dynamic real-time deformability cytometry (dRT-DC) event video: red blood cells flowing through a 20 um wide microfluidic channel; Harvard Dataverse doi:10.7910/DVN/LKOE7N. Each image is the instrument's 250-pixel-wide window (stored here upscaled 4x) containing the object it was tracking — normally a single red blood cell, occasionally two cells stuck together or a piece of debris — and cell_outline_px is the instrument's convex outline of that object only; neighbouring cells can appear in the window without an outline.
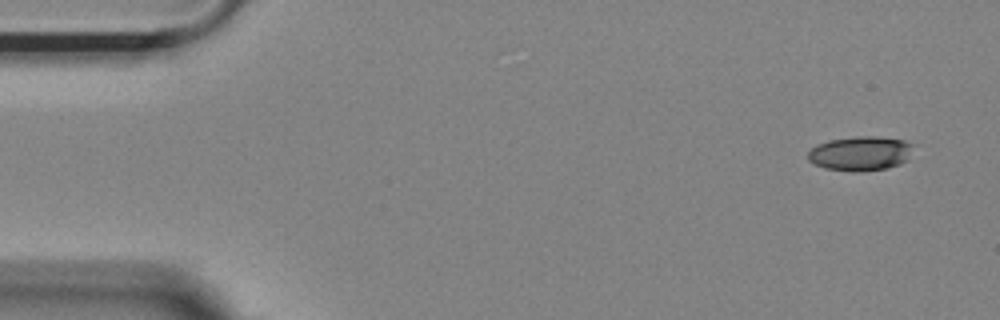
{"species": "Egyptian fruit bat (a non-hibernating species)", "species_latin": "Rousettus aegyptiacus", "temperature_condition": "room temperature", "stored_images_in_passage": 52, "camera_frame_rate_fps": 3000, "um_per_image_px": 0.085, "animal": {"sex": "female"}, "frame": {"image": 1, "passage_image": 1, "time_ms": 0.0, "image_size_px": [1000, 320], "cell_outline_px": [[920, 144], [908, 160], [900, 164], [888, 168], [860, 172], [852, 172], [824, 168], [808, 160], [808, 152], [816, 144], [828, 140], [856, 136], [876, 136], [904, 140]], "centroid_in_image_um": [73.24, 13.03], "position_along_channel_um": 11.8, "area_um2": 21.85}}
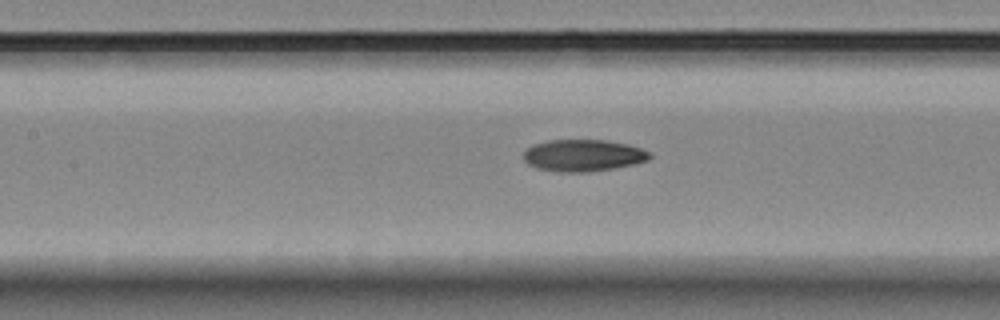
{"frame": {"image": 2, "passage_image": 22, "time_ms": 7.0, "image_size_px": [1000, 320], "cell_outline_px": [[652, 156], [648, 160], [636, 164], [616, 168], [588, 172], [560, 172], [536, 168], [528, 164], [524, 160], [524, 152], [532, 144], [548, 140], [604, 140], [628, 144], [640, 148], [648, 152]], "centroid_in_image_um": [49.57, 13.22], "position_along_channel_um": 157.8, "area_um2": 23.52}}
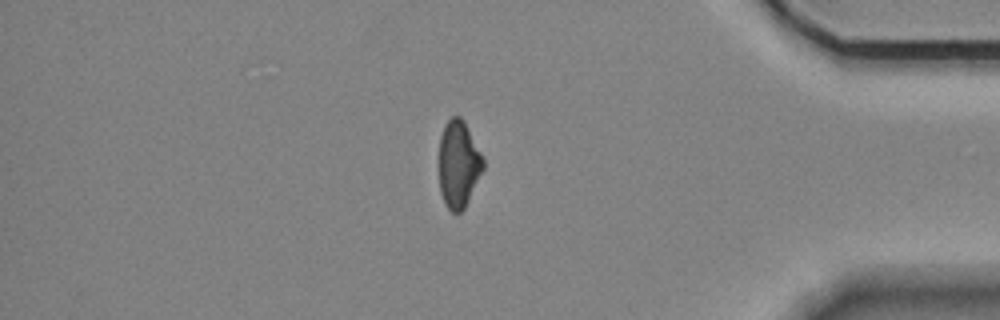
{"frame": {"image": 3, "passage_image": 44, "time_ms": 14.333, "image_size_px": [1000, 320], "cell_outline_px": [[484, 168], [464, 208], [460, 212], [452, 212], [444, 204], [440, 192], [440, 136], [444, 124], [452, 116], [460, 116], [464, 120], [484, 160]], "centroid_in_image_um": [38.97, 13.94], "position_along_channel_um": 396.2, "area_um2": 22.2}, "authors_computed_cell_mechanics": {"area_um2": 23.2356, "velocity_mm_per_s": 3.6817, "shape_relaxation_time_tau1_ms": null, "shape_relaxation_time_tau2_ms": 8.4218, "deformation_change_tau1": null, "deformation_change_tau2": 0.176}}